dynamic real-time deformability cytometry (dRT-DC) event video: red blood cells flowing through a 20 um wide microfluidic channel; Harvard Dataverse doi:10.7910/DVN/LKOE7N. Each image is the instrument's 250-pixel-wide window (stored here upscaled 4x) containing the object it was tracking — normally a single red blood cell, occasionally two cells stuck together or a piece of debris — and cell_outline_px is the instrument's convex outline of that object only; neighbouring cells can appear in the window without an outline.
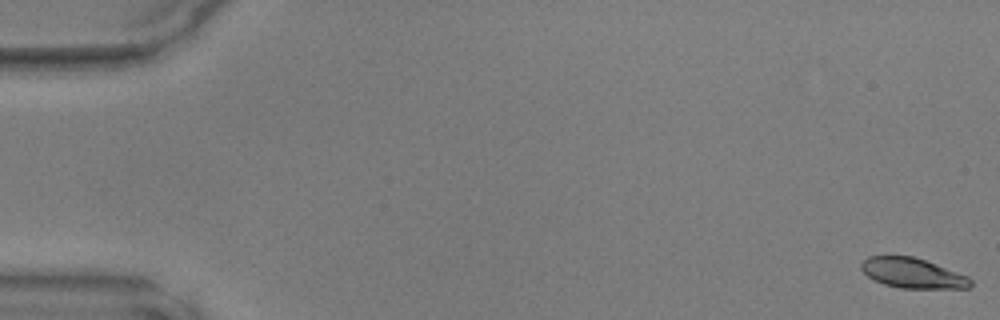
{"species": "common noctule bat (a hibernating species)", "species_latin": "Nyctalus noctula", "temperature_condition": "warm", "stored_images_in_passage": 47, "camera_frame_rate_fps": 3000, "um_per_image_px": 0.085, "animal": {"sex": "male", "body_mass_g": 17.9, "forearm_length_mm": 54.2}, "frame": {"image": 1, "passage_image": 1, "time_ms": 0.0, "image_size_px": [1000, 320], "cell_outline_px": [[972, 284], [968, 288], [900, 288], [884, 284], [872, 280], [860, 268], [860, 264], [868, 256], [912, 256], [936, 264], [968, 276], [972, 280]], "centroid_in_image_um": [77.55, 23.22], "position_along_channel_um": 7.4, "area_um2": 19.07}}
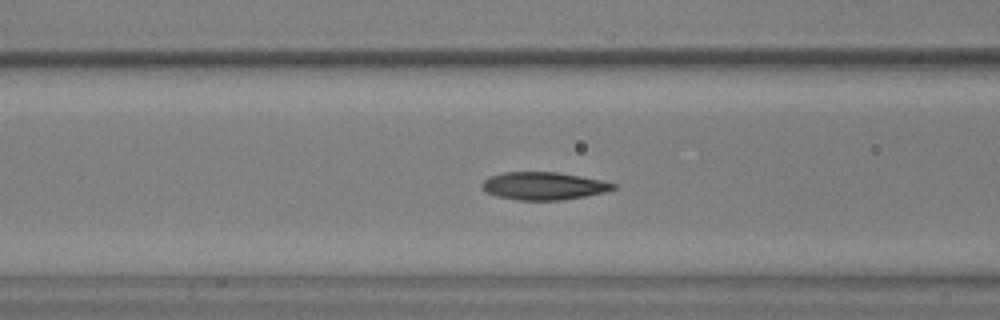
{"frame": {"image": 2, "passage_image": 20, "time_ms": 6.333, "image_size_px": [1000, 320], "cell_outline_px": [[616, 188], [604, 192], [564, 200], [516, 200], [496, 196], [484, 192], [480, 188], [480, 184], [488, 176], [504, 172], [556, 172], [580, 176], [600, 180], [616, 184]], "centroid_in_image_um": [46.13, 15.81], "position_along_channel_um": 120.5, "area_um2": 21.33}}
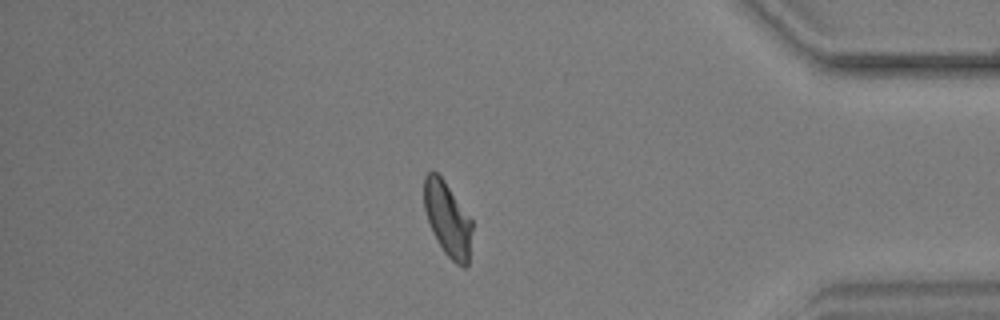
{"frame": {"image": 3, "passage_image": 42, "time_ms": 13.667, "image_size_px": [1000, 320], "cell_outline_px": [[472, 228], [468, 264], [464, 268], [456, 264], [444, 252], [432, 232], [424, 208], [424, 176], [428, 172], [436, 172], [444, 180], [472, 220]], "centroid_in_image_um": [38.04, 18.63], "position_along_channel_um": 397.2, "area_um2": 20.63}}